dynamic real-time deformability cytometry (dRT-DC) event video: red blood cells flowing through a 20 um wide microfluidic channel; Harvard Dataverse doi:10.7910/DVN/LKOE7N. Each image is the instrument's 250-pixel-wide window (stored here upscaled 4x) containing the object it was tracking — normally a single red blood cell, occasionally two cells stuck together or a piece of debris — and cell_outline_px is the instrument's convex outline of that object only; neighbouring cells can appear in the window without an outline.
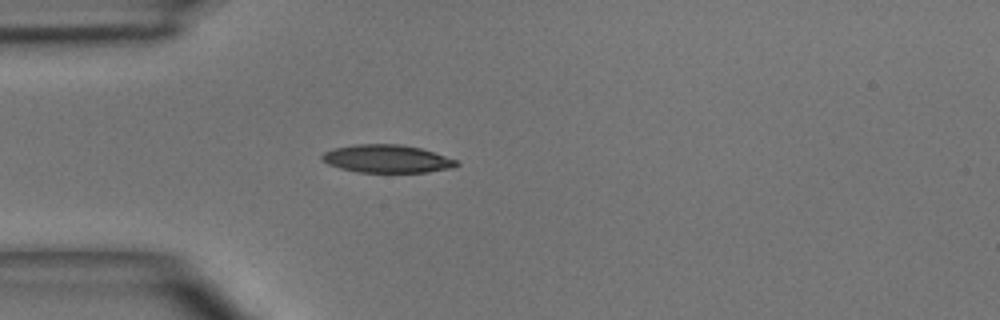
{"species": "common noctule bat (a hibernating species)", "species_latin": "Nyctalus noctula", "temperature_condition": "room temperature", "stored_images_in_passage": 4, "camera_frame_rate_fps": 3000, "um_per_image_px": 0.085, "animal": {"sex": "male", "body_mass_g": 15.6}, "frame": {"image": 1, "passage_image": 4, "time_ms": 3.333, "image_size_px": [1000, 320], "cell_outline_px": [[460, 164], [448, 168], [428, 172], [356, 172], [340, 168], [328, 164], [320, 160], [320, 156], [324, 152], [332, 148], [356, 144], [400, 144], [420, 148], [456, 160]], "centroid_in_image_um": [32.81, 13.49], "position_along_channel_um": 52.2, "area_um2": 21.79}}